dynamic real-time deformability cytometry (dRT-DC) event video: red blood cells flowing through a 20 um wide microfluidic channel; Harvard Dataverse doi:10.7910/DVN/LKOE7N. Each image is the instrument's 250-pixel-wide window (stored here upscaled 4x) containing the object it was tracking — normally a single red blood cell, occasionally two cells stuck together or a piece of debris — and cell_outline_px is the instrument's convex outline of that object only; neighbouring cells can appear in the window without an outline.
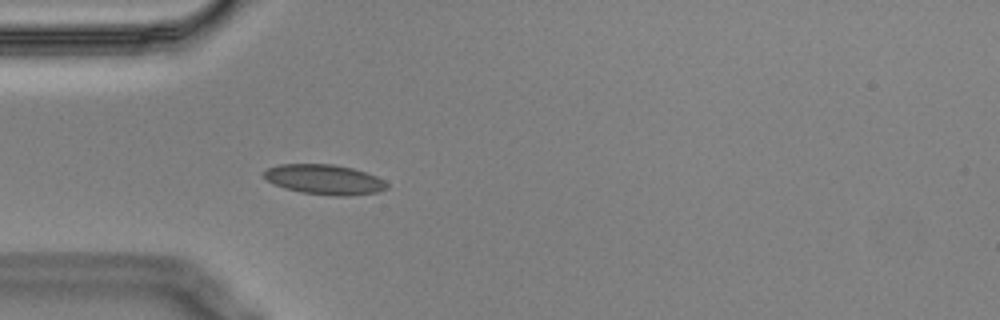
{"species": "Egyptian fruit bat (a non-hibernating species)", "species_latin": "Rousettus aegyptiacus", "temperature_condition": "cold", "stored_images_in_passage": 10, "camera_frame_rate_fps": 3000, "um_per_image_px": 0.085, "animal": {"sex": "male"}, "frame": {"image": 1, "passage_image": 2, "time_ms": 0.333, "image_size_px": [1000, 320], "cell_outline_px": [[388, 188], [376, 192], [348, 196], [336, 196], [300, 192], [284, 188], [268, 180], [264, 176], [264, 172], [268, 168], [280, 164], [332, 164], [352, 168], [376, 176], [384, 180], [388, 184]], "centroid_in_image_um": [27.59, 15.26], "position_along_channel_um": 57.4, "area_um2": 21.27}}
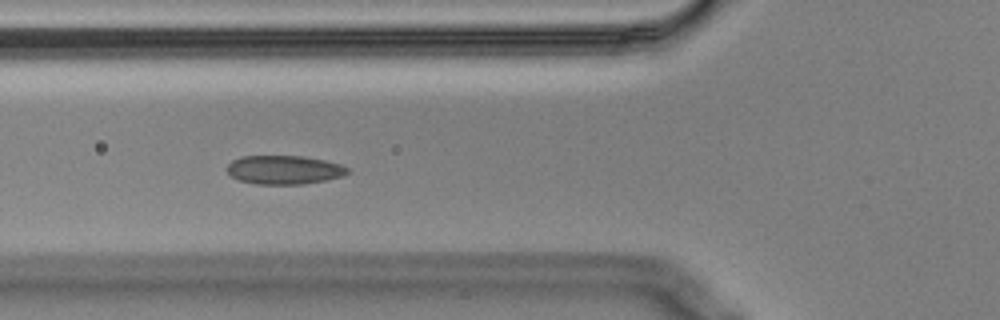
{"frame": {"image": 2, "passage_image": 6, "time_ms": 1.667, "image_size_px": [1000, 320], "cell_outline_px": [[348, 172], [344, 176], [324, 180], [300, 184], [256, 184], [240, 180], [232, 176], [228, 172], [228, 164], [232, 160], [244, 156], [300, 156], [324, 160], [340, 164], [348, 168]], "centroid_in_image_um": [24.15, 14.43], "position_along_channel_um": 101.6, "area_um2": 19.94}}
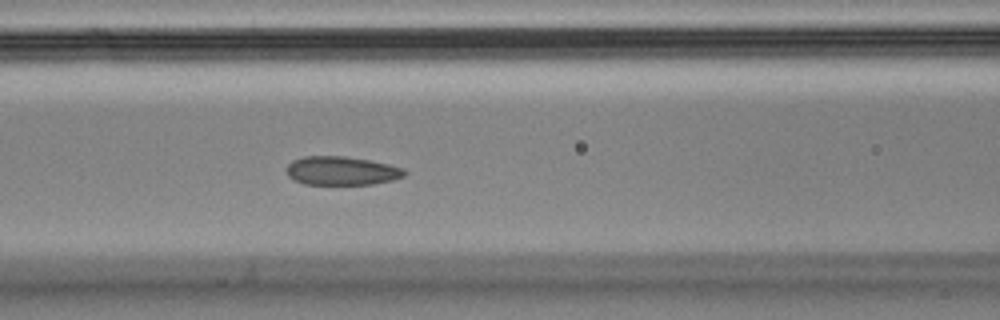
{"frame": {"image": 3, "passage_image": 9, "time_ms": 2.667, "image_size_px": [1000, 320], "cell_outline_px": [[408, 172], [404, 176], [392, 180], [372, 184], [304, 184], [288, 176], [288, 164], [292, 160], [304, 156], [344, 156], [368, 160], [388, 164], [404, 168]], "centroid_in_image_um": [29.06, 14.51], "position_along_channel_um": 137.5, "area_um2": 19.59}}